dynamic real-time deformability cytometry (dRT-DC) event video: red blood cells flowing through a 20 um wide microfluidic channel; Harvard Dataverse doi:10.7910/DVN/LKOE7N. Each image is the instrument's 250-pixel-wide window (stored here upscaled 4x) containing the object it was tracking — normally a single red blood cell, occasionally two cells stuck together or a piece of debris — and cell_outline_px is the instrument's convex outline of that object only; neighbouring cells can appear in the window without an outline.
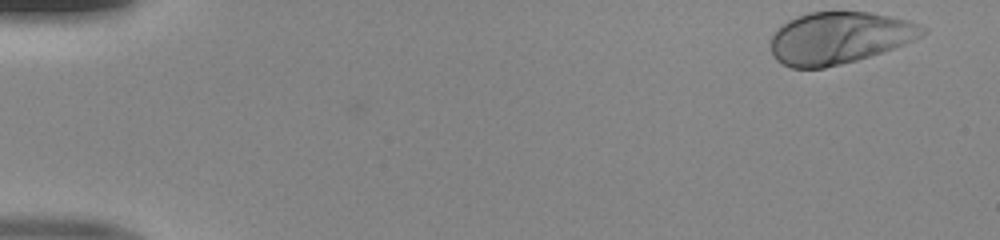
{"species": "human", "species_latin": "Homo sapiens", "temperature_condition": "room temperature", "stored_images_in_passage": 41, "camera_frame_rate_fps": 3000, "um_per_image_px": 0.085, "donor": {"sex": "male"}, "frame": {"image": 1, "passage_image": 1, "time_ms": 0.0, "image_size_px": [1000, 240], "cell_outline_px": [[928, 32], [904, 44], [856, 60], [824, 68], [792, 68], [776, 60], [772, 52], [772, 36], [788, 20], [796, 16], [808, 12], [868, 12], [908, 20], [920, 24], [928, 28]], "centroid_in_image_um": [71.35, 3.21], "position_along_channel_um": 13.6, "area_um2": 45.43}}
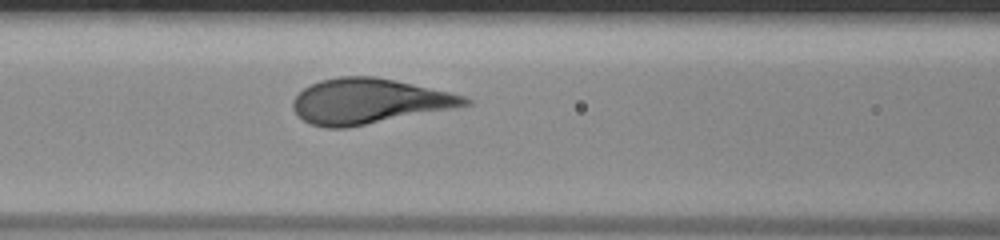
{"frame": {"image": 2, "passage_image": 20, "time_ms": 6.333, "image_size_px": [1000, 240], "cell_outline_px": [[472, 104], [452, 108], [348, 128], [324, 128], [312, 124], [304, 120], [292, 108], [292, 100], [304, 88], [320, 80], [340, 76], [372, 76], [412, 84], [448, 92], [464, 96], [472, 100]], "centroid_in_image_um": [31.32, 8.61], "position_along_channel_um": 135.3, "area_um2": 44.8}}
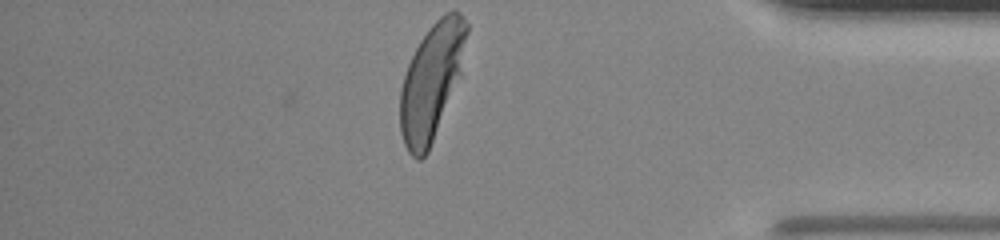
{"frame": {"image": 3, "passage_image": 41, "time_ms": 13.333, "image_size_px": [1000, 240], "cell_outline_px": [[468, 32], [460, 76], [428, 152], [420, 160], [416, 160], [408, 152], [404, 144], [400, 132], [400, 88], [408, 64], [420, 40], [428, 28], [444, 12], [460, 12], [468, 24]], "centroid_in_image_um": [36.67, 6.93], "position_along_channel_um": 398.5, "area_um2": 44.8}}